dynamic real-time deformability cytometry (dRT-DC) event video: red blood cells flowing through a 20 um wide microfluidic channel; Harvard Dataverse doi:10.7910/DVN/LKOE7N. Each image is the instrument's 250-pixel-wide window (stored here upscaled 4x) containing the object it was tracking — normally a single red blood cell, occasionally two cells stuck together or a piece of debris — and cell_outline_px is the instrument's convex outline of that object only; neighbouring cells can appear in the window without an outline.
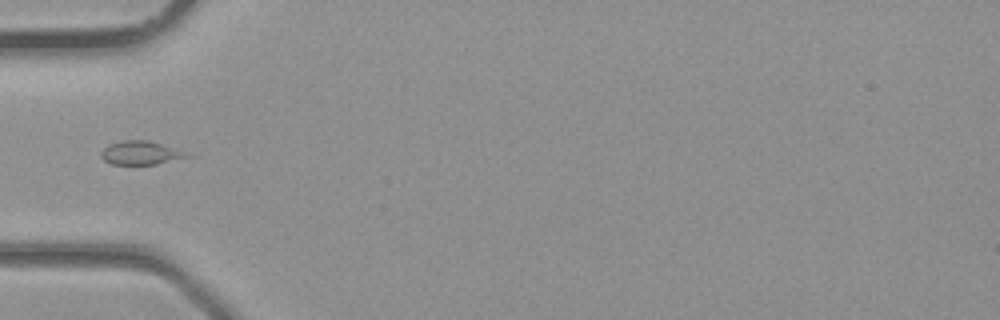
{"species": "common noctule bat (a hibernating species)", "species_latin": "Nyctalus noctula", "temperature_condition": "room temperature", "stored_images_in_passage": 1, "camera_frame_rate_fps": 3000, "um_per_image_px": 0.085, "animal": {"sex": "male", "body_mass_g": 23.1, "forearm_length_mm": 52.7}, "frame": {"image": 1, "passage_image": 1, "time_ms": 0.0, "image_size_px": [1000, 320], "cell_outline_px": [[196, 156], [156, 164], [112, 164], [104, 160], [100, 156], [100, 152], [108, 144], [120, 140], [148, 140]], "centroid_in_image_um": [11.94, 12.99], "position_along_channel_um": 73.1, "area_um2": 11.79}}